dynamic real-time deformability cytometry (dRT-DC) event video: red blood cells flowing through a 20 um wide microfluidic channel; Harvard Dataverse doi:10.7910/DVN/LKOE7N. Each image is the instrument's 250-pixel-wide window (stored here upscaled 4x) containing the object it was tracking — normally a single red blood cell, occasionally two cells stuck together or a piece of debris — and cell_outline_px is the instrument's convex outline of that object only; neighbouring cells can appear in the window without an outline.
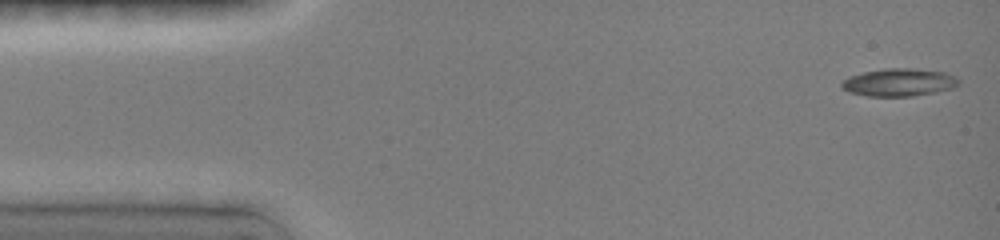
{"species": "common noctule bat (a hibernating species)", "species_latin": "Nyctalus noctula", "temperature_condition": "room temperature", "stored_images_in_passage": 19, "camera_frame_rate_fps": 3000, "um_per_image_px": 0.085, "animal": {"sex": "female", "body_mass_g": 19.0, "forearm_length_mm": 51.5}, "frame": {"image": 1, "passage_image": 1, "time_ms": 0.0, "image_size_px": [1000, 240], "cell_outline_px": [[960, 84], [952, 88], [936, 92], [912, 96], [868, 96], [848, 92], [840, 84], [848, 76], [864, 72], [884, 68], [916, 68], [944, 72], [956, 76], [960, 80]], "centroid_in_image_um": [76.44, 6.99], "position_along_channel_um": 8.6, "area_um2": 19.02}}
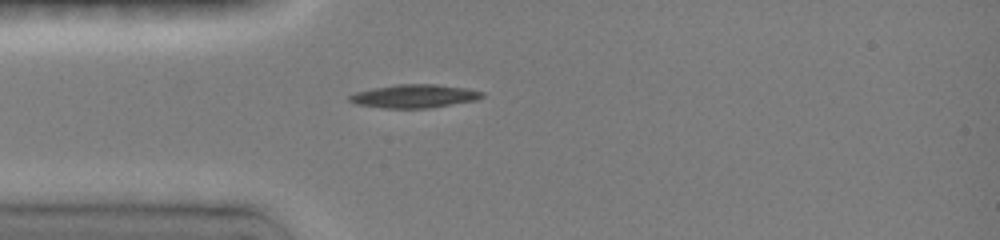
{"frame": {"image": 2, "passage_image": 9, "time_ms": 3.667, "image_size_px": [1000, 240], "cell_outline_px": [[484, 96], [476, 100], [428, 108], [384, 108], [356, 104], [348, 100], [348, 96], [356, 92], [376, 88], [400, 84], [432, 84], [464, 88], [484, 92]], "centroid_in_image_um": [35.21, 8.18], "position_along_channel_um": 49.8, "area_um2": 17.74}}
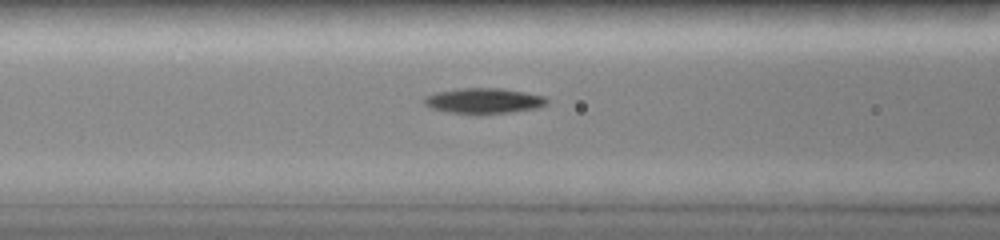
{"frame": {"image": 3, "passage_image": 15, "time_ms": 5.667, "image_size_px": [1000, 240], "cell_outline_px": [[548, 100], [544, 104], [536, 108], [512, 112], [480, 116], [476, 116], [444, 112], [432, 108], [424, 104], [424, 96], [440, 92], [460, 88], [500, 88], [524, 92], [544, 96]], "centroid_in_image_um": [41.08, 8.6], "position_along_channel_um": 125.5, "area_um2": 18.55}}